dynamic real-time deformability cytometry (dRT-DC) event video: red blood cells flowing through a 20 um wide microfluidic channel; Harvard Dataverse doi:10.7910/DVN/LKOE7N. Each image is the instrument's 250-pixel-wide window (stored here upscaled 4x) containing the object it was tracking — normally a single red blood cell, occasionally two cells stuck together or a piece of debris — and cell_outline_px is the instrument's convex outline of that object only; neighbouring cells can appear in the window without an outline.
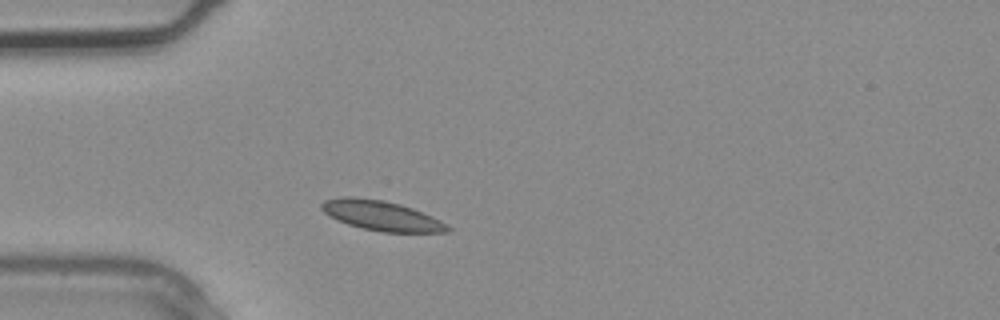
{"species": "common noctule bat (a hibernating species)", "species_latin": "Nyctalus noctula", "temperature_condition": "warm", "stored_images_in_passage": 1, "camera_frame_rate_fps": 3000, "um_per_image_px": 0.085, "animal": {"sex": "male", "body_mass_g": 20.4}, "frame": {"image": 1, "passage_image": 1, "time_ms": 0.0, "image_size_px": [1000, 320], "cell_outline_px": [[452, 232], [380, 232], [348, 224], [328, 216], [320, 208], [320, 204], [324, 200], [340, 196], [352, 196], [384, 200], [400, 204], [412, 208], [432, 216], [448, 224], [452, 228]], "centroid_in_image_um": [32.42, 18.32], "position_along_channel_um": 52.6, "area_um2": 22.14}}